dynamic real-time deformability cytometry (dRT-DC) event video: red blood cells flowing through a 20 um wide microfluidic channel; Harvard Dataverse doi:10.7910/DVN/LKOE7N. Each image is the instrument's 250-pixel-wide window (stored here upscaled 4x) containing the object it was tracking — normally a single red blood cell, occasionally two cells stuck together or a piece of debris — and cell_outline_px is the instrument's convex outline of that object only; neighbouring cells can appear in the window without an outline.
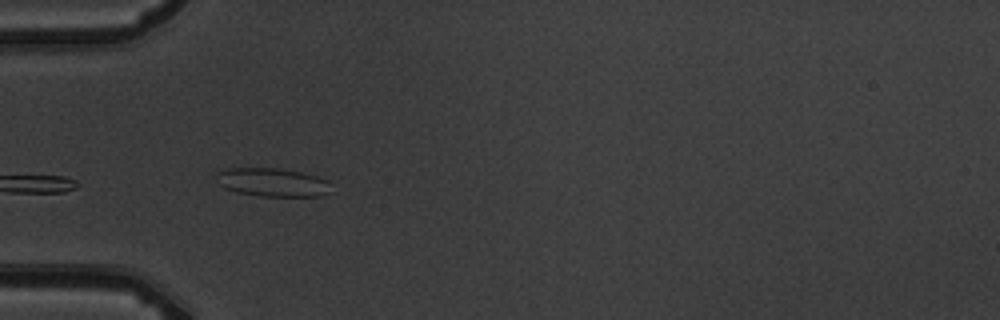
{"species": "common noctule bat (a hibernating species)", "species_latin": "Nyctalus noctula", "temperature_condition": "warm", "stored_images_in_passage": 8, "camera_frame_rate_fps": 3000, "um_per_image_px": 0.085, "animal": {"sex": "male", "body_mass_g": 19.5, "forearm_length_mm": 54.6}, "frame": {"image": 1, "passage_image": 5, "time_ms": 5.333, "image_size_px": [1000, 320], "cell_outline_px": [[328, 192], [320, 196], [260, 196], [236, 192], [224, 188], [220, 184], [216, 172], [228, 168], [276, 168], [300, 172], [316, 176], [328, 180]], "centroid_in_image_um": [23.13, 15.49], "position_along_channel_um": 61.9, "area_um2": 18.79}}
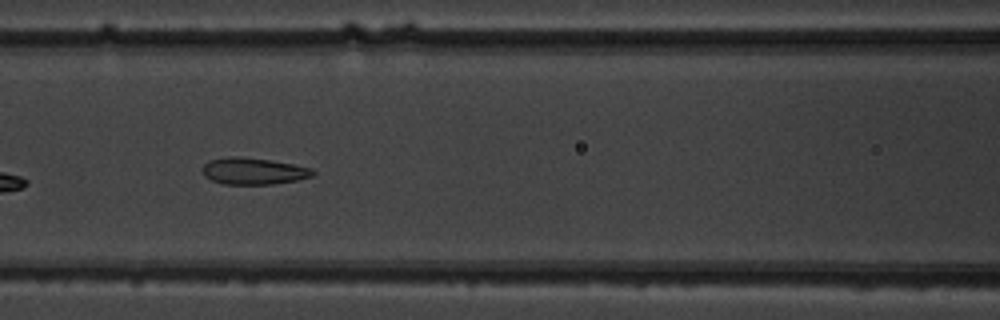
{"frame": {"image": 2, "passage_image": 7, "time_ms": 7.667, "image_size_px": [1000, 320], "cell_outline_px": [[316, 172], [312, 176], [296, 180], [272, 184], [224, 184], [212, 180], [204, 176], [204, 164], [208, 160], [228, 156], [236, 156], [268, 160], [292, 164], [312, 168]], "centroid_in_image_um": [21.54, 14.54], "position_along_channel_um": 145.1, "area_um2": 16.99}}
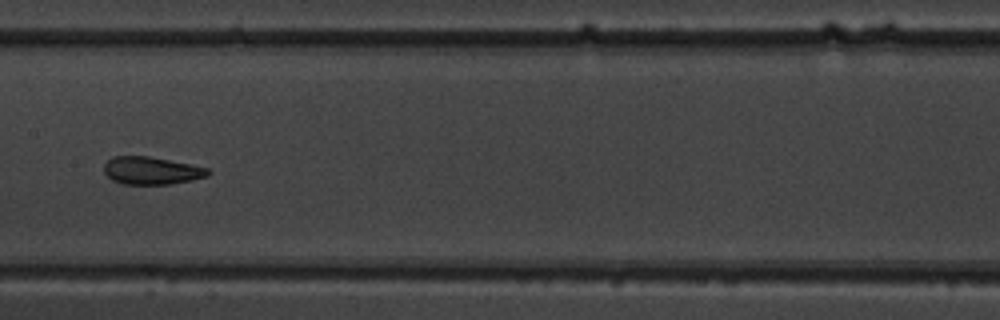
{"frame": {"image": 3, "passage_image": 8, "time_ms": 9.0, "image_size_px": [1000, 320], "cell_outline_px": [[212, 172], [208, 176], [192, 180], [168, 184], [124, 184], [112, 180], [104, 172], [104, 164], [112, 156], [148, 156], [192, 164], [208, 168]], "centroid_in_image_um": [12.89, 14.5], "position_along_channel_um": 194.5, "area_um2": 16.82}}